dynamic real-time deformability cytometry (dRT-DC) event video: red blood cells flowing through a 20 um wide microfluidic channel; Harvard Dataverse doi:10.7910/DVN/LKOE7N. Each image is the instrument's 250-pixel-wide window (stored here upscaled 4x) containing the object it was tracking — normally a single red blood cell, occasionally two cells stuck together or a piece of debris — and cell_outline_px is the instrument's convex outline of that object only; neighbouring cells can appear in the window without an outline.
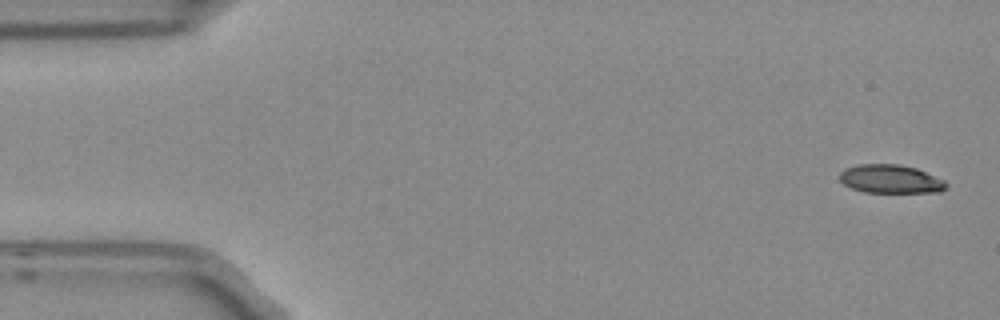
{"species": "Egyptian fruit bat (a non-hibernating species)", "species_latin": "Rousettus aegyptiacus", "temperature_condition": "room temperature", "stored_images_in_passage": 8, "camera_frame_rate_fps": 3000, "um_per_image_px": 0.085, "frame": {"image": 1, "passage_image": 1, "time_ms": 0.0, "image_size_px": [1000, 320], "cell_outline_px": [[948, 184], [940, 192], [864, 192], [852, 188], [844, 184], [840, 180], [840, 172], [844, 168], [860, 164], [900, 164], [916, 168], [944, 180]], "centroid_in_image_um": [75.68, 15.21], "position_along_channel_um": 9.3, "area_um2": 17.63}}
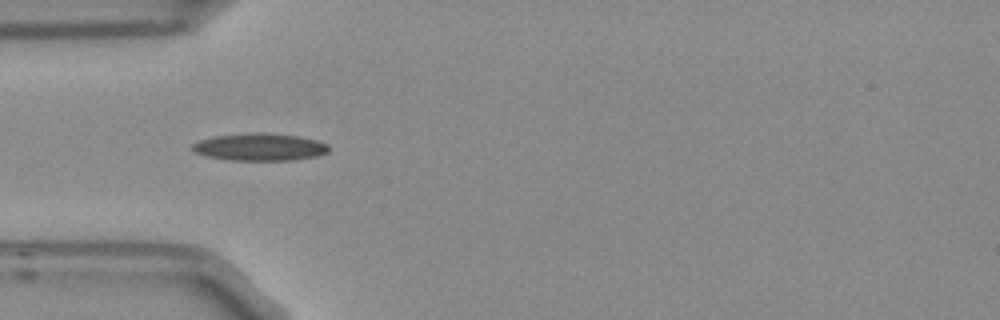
{"frame": {"image": 2, "passage_image": 5, "time_ms": 1.333, "image_size_px": [1000, 320], "cell_outline_px": [[328, 152], [316, 156], [292, 160], [232, 160], [208, 156], [196, 152], [192, 148], [192, 144], [200, 140], [212, 136], [252, 132], [264, 132], [300, 136], [316, 140], [328, 144]], "centroid_in_image_um": [22.09, 12.48], "position_along_channel_um": 62.9, "area_um2": 21.73}}
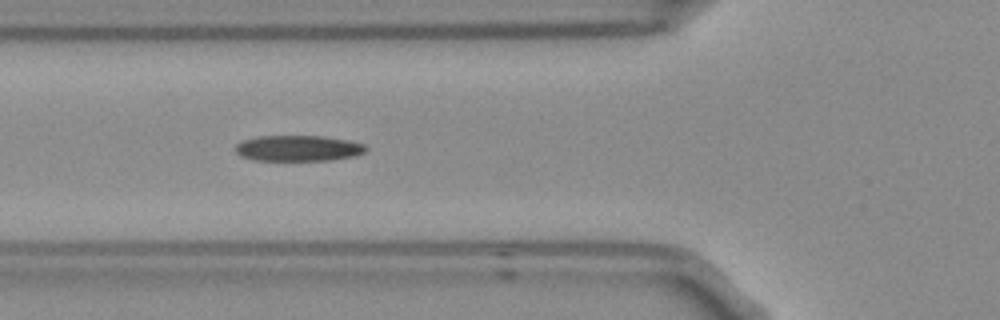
{"frame": {"image": 3, "passage_image": 6, "time_ms": 1.667, "image_size_px": [1000, 320], "cell_outline_px": [[368, 148], [364, 152], [352, 156], [332, 160], [252, 160], [240, 156], [236, 152], [236, 144], [244, 140], [260, 136], [320, 136], [348, 140], [364, 144]], "centroid_in_image_um": [25.33, 12.6], "position_along_channel_um": 100.5, "area_um2": 19.48}}